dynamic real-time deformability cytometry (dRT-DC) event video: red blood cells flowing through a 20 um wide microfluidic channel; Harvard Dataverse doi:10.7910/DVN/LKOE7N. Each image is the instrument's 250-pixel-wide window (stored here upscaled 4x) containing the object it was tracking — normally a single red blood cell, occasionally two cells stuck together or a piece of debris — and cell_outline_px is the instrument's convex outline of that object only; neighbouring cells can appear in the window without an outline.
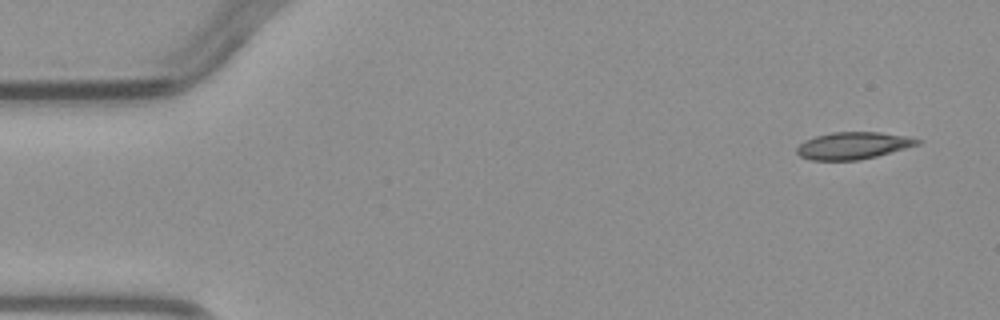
{"species": "common noctule bat (a hibernating species)", "species_latin": "Nyctalus noctula", "temperature_condition": "warm", "stored_images_in_passage": 3, "camera_frame_rate_fps": 3000, "um_per_image_px": 0.085, "animal": {"sex": "male", "body_mass_g": 23.1, "forearm_length_mm": 52.7}, "frame": {"image": 1, "passage_image": 1, "time_ms": 0.0, "image_size_px": [1000, 320], "cell_outline_px": [[924, 140], [920, 144], [876, 156], [860, 160], [812, 160], [800, 156], [796, 152], [796, 148], [804, 140], [816, 136], [832, 132], [880, 132], [908, 136]], "centroid_in_image_um": [72.53, 12.37], "position_along_channel_um": 12.5, "area_um2": 19.07}}